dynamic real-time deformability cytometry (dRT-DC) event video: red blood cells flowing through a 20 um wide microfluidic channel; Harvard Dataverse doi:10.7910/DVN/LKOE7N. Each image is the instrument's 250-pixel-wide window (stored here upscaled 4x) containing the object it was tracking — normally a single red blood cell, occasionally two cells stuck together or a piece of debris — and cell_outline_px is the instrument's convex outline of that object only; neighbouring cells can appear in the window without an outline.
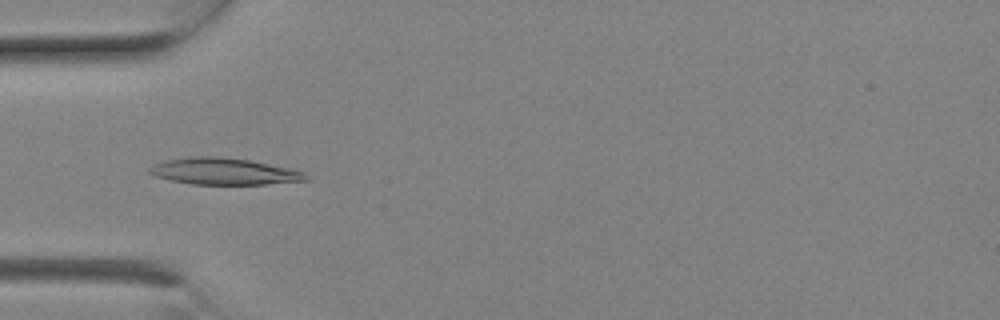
{"species": "Egyptian fruit bat (a non-hibernating species)", "species_latin": "Rousettus aegyptiacus", "temperature_condition": "room temperature", "stored_images_in_passage": 7, "camera_frame_rate_fps": 3000, "um_per_image_px": 0.085, "animal": {"sex": "female"}, "frame": {"image": 1, "passage_image": 6, "time_ms": 1.667, "image_size_px": [1000, 320], "cell_outline_px": [[312, 180], [268, 184], [192, 184], [152, 176], [148, 172], [148, 168], [152, 164], [168, 160], [192, 156], [216, 156], [248, 160], [288, 168], [304, 172], [312, 176]], "centroid_in_image_um": [19.06, 14.57], "position_along_channel_um": 65.9, "area_um2": 24.33}}
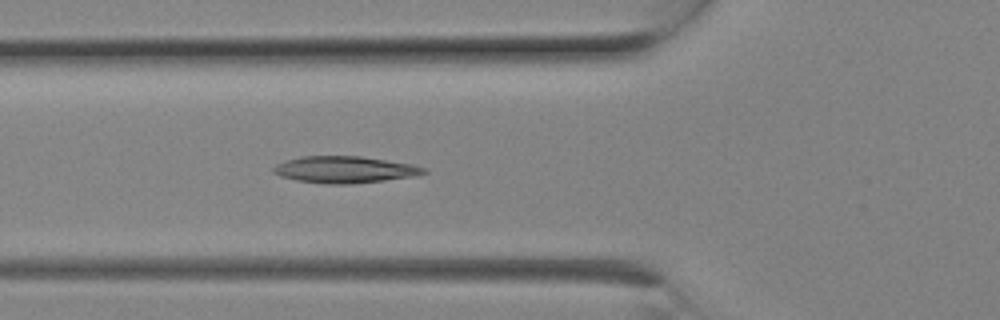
{"frame": {"image": 2, "passage_image": 7, "time_ms": 2.0, "image_size_px": [1000, 320], "cell_outline_px": [[428, 172], [416, 176], [352, 184], [324, 184], [296, 180], [280, 176], [272, 172], [272, 168], [276, 164], [284, 160], [300, 156], [360, 156], [412, 164], [428, 168]], "centroid_in_image_um": [29.29, 14.41], "position_along_channel_um": 96.5, "area_um2": 23.64}}